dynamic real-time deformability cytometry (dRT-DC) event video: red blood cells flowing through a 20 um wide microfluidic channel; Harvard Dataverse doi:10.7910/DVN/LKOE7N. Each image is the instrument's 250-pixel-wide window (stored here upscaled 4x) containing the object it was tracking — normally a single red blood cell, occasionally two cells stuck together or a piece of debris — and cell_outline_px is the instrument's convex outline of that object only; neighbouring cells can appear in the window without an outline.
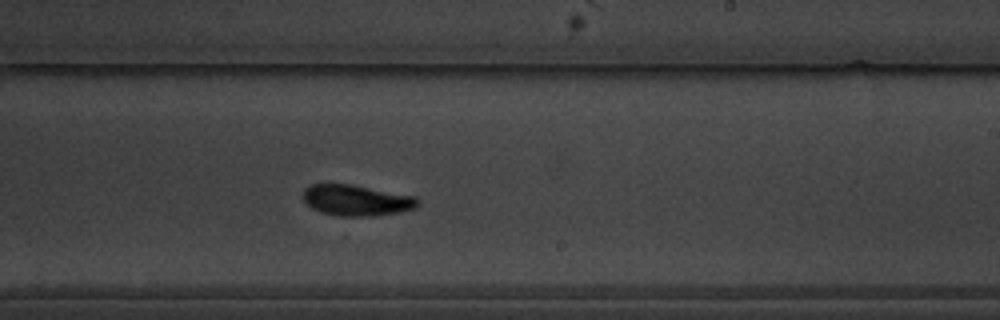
{"species": "common noctule bat (a hibernating species)", "species_latin": "Nyctalus noctula", "temperature_condition": "warm", "stored_images_in_passage": 9, "camera_frame_rate_fps": 3000, "um_per_image_px": 0.085, "animal": {"sex": "male", "body_mass_g": 19.5, "forearm_length_mm": 54.6}, "frame": {"image": 1, "passage_image": 9, "time_ms": 9.333, "image_size_px": [1000, 320], "cell_outline_px": [[420, 204], [416, 208], [400, 212], [372, 216], [336, 216], [312, 208], [304, 200], [304, 188], [308, 184], [352, 184], [416, 196], [420, 200]], "centroid_in_image_um": [30.35, 17.02], "position_along_channel_um": 258.7, "area_um2": 20.81}}